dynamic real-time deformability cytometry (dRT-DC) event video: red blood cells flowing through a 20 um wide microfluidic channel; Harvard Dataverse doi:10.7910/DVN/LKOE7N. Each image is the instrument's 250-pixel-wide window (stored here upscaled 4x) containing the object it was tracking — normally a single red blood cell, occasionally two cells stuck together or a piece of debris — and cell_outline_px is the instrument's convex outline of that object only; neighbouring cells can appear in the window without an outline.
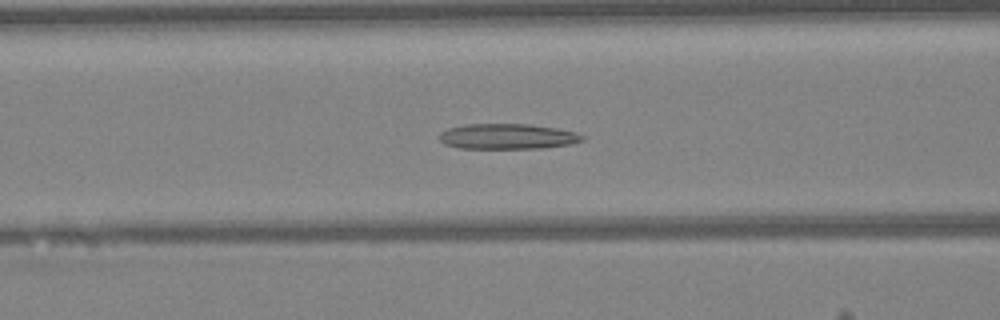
{"species": "Egyptian fruit bat (a non-hibernating species)", "species_latin": "Rousettus aegyptiacus", "temperature_condition": "warm", "stored_images_in_passage": 46, "camera_frame_rate_fps": 3000, "um_per_image_px": 0.085, "animal": {"sex": "female"}, "frame": {"image": 1, "passage_image": 18, "time_ms": 5.667, "image_size_px": [1000, 320], "cell_outline_px": [[584, 140], [572, 144], [540, 148], [460, 148], [444, 144], [440, 140], [440, 132], [448, 128], [464, 124], [528, 124], [556, 128], [576, 132], [584, 136]], "centroid_in_image_um": [43.14, 11.59], "position_along_channel_um": 123.5, "area_um2": 21.15}}
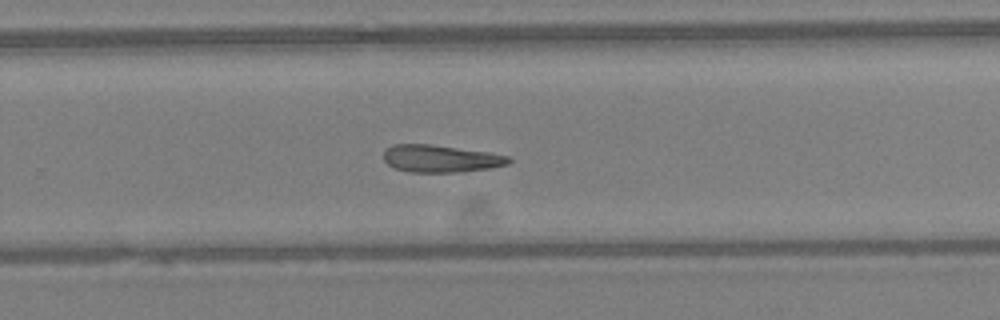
{"frame": {"image": 2, "passage_image": 30, "time_ms": 9.667, "image_size_px": [1000, 320], "cell_outline_px": [[512, 160], [508, 164], [488, 168], [464, 172], [412, 172], [392, 168], [384, 160], [384, 148], [392, 144], [428, 144], [488, 152], [512, 156]], "centroid_in_image_um": [37.44, 13.48], "position_along_channel_um": 292.4, "area_um2": 20.06}}
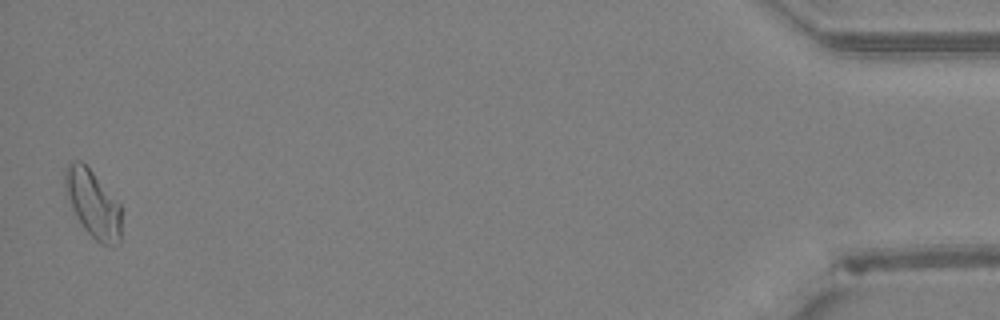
{"frame": {"image": 3, "passage_image": 46, "time_ms": 15.0, "image_size_px": [1000, 320], "cell_outline_px": [[120, 244], [112, 248], [100, 244], [84, 228], [76, 216], [64, 196], [64, 168], [68, 164], [76, 160], [80, 160], [92, 172], [120, 204]], "centroid_in_image_um": [7.87, 17.35], "position_along_channel_um": 427.3, "area_um2": 22.31}}